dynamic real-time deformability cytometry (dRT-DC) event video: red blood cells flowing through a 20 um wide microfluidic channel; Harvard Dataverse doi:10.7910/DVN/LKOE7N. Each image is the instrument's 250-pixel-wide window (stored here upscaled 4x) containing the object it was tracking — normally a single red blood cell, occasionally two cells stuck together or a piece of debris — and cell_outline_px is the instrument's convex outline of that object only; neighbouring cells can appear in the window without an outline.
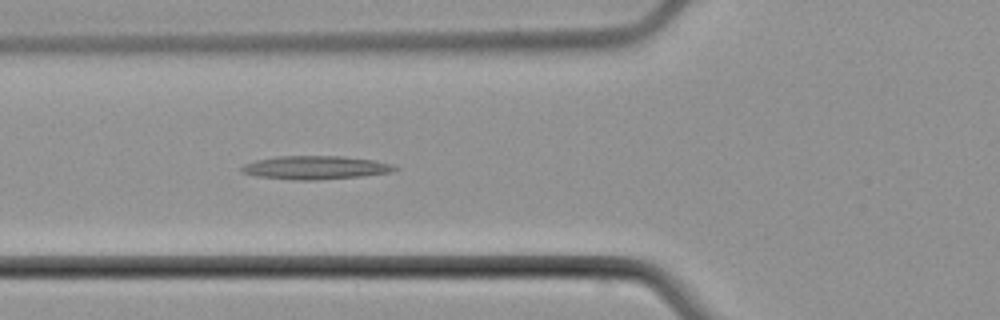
{"species": "common noctule bat (a hibernating species)", "species_latin": "Nyctalus noctula", "temperature_condition": "cold", "stored_images_in_passage": 5, "camera_frame_rate_fps": 3000, "um_per_image_px": 0.085, "animal": {"sex": "male", "body_mass_g": 21.5, "forearm_length_mm": 52.0}, "frame": {"image": 1, "passage_image": 5, "time_ms": 4.667, "image_size_px": [1000, 320], "cell_outline_px": [[400, 168], [392, 172], [360, 176], [316, 180], [292, 180], [256, 176], [240, 172], [240, 168], [244, 164], [256, 160], [280, 156], [344, 156], [372, 160], [392, 164]], "centroid_in_image_um": [26.79, 14.25], "position_along_channel_um": 99.0, "area_um2": 20.92}}